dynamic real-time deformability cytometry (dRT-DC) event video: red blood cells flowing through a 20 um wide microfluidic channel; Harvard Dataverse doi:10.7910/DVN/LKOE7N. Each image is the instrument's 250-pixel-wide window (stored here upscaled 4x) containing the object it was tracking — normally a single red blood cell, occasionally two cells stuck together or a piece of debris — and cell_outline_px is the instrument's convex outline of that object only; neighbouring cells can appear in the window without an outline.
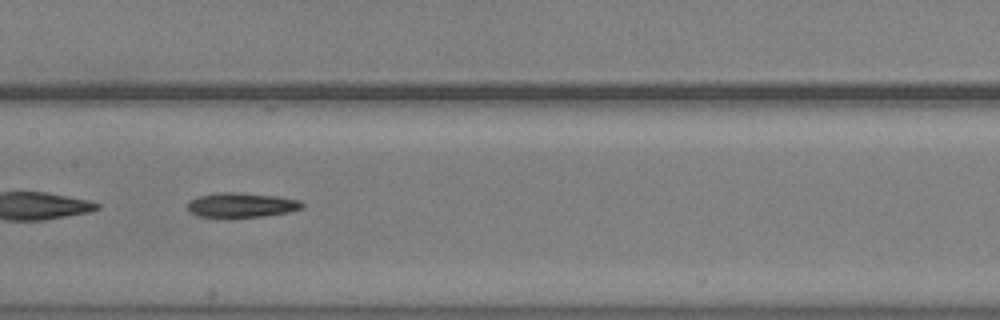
{"species": "common noctule bat (a hibernating species)", "species_latin": "Nyctalus noctula", "temperature_condition": "warm", "stored_images_in_passage": 55, "segment_of_instrument_passage": [2, 2], "camera_frame_rate_fps": 3000, "um_per_image_px": 0.085, "animal": {"sex": "male", "body_mass_g": 20.5, "forearm_length_mm": 52.5}, "frame": {"image": 1, "passage_image": 28, "time_ms": 9.0, "image_size_px": [1000, 320], "cell_outline_px": [[304, 208], [288, 212], [264, 216], [196, 216], [188, 208], [188, 200], [196, 196], [220, 192], [232, 192], [276, 196], [300, 200], [304, 204]], "centroid_in_image_um": [20.53, 17.41], "position_along_channel_um": 186.9, "area_um2": 16.18}}
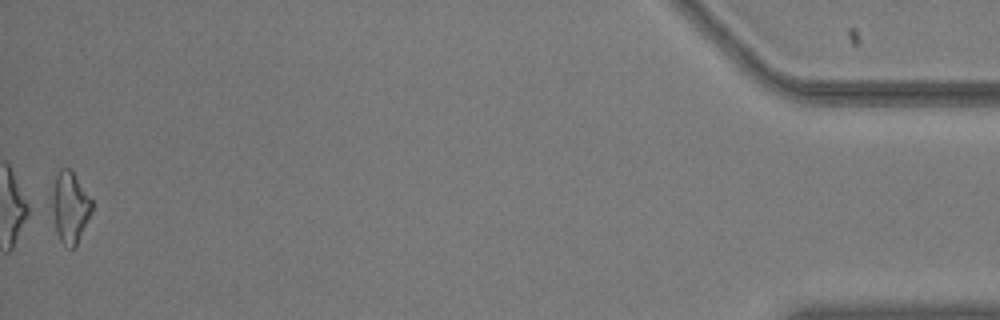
{"frame": {"image": 2, "passage_image": 55, "time_ms": 18.0, "image_size_px": [1000, 320], "cell_outline_px": [[92, 212], [76, 244], [72, 248], [68, 248], [60, 240], [56, 232], [48, 196], [56, 176], [60, 168], [72, 168], [92, 200]], "centroid_in_image_um": [5.9, 17.55], "position_along_channel_um": 429.3, "area_um2": 17.05}}